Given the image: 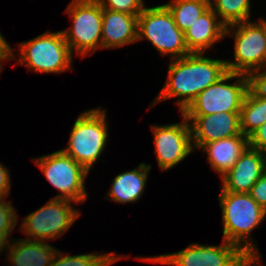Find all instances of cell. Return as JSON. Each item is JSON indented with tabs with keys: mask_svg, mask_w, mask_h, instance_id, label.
I'll return each mask as SVG.
<instances>
[{
	"mask_svg": "<svg viewBox=\"0 0 266 266\" xmlns=\"http://www.w3.org/2000/svg\"><path fill=\"white\" fill-rule=\"evenodd\" d=\"M226 26L209 7L184 31V39L191 53H205L225 37Z\"/></svg>",
	"mask_w": 266,
	"mask_h": 266,
	"instance_id": "obj_16",
	"label": "cell"
},
{
	"mask_svg": "<svg viewBox=\"0 0 266 266\" xmlns=\"http://www.w3.org/2000/svg\"><path fill=\"white\" fill-rule=\"evenodd\" d=\"M103 9L139 15L144 8V0H98Z\"/></svg>",
	"mask_w": 266,
	"mask_h": 266,
	"instance_id": "obj_24",
	"label": "cell"
},
{
	"mask_svg": "<svg viewBox=\"0 0 266 266\" xmlns=\"http://www.w3.org/2000/svg\"><path fill=\"white\" fill-rule=\"evenodd\" d=\"M151 164L140 163L135 169L114 177L111 189L106 193L109 200L118 203L137 202L144 193Z\"/></svg>",
	"mask_w": 266,
	"mask_h": 266,
	"instance_id": "obj_19",
	"label": "cell"
},
{
	"mask_svg": "<svg viewBox=\"0 0 266 266\" xmlns=\"http://www.w3.org/2000/svg\"><path fill=\"white\" fill-rule=\"evenodd\" d=\"M262 70L264 69L266 71V53H265V56H264V61H263V65H262Z\"/></svg>",
	"mask_w": 266,
	"mask_h": 266,
	"instance_id": "obj_32",
	"label": "cell"
},
{
	"mask_svg": "<svg viewBox=\"0 0 266 266\" xmlns=\"http://www.w3.org/2000/svg\"><path fill=\"white\" fill-rule=\"evenodd\" d=\"M249 194L266 211V171L252 186Z\"/></svg>",
	"mask_w": 266,
	"mask_h": 266,
	"instance_id": "obj_27",
	"label": "cell"
},
{
	"mask_svg": "<svg viewBox=\"0 0 266 266\" xmlns=\"http://www.w3.org/2000/svg\"><path fill=\"white\" fill-rule=\"evenodd\" d=\"M179 123L151 125L158 167L169 170L193 152L191 130L188 120L182 115Z\"/></svg>",
	"mask_w": 266,
	"mask_h": 266,
	"instance_id": "obj_12",
	"label": "cell"
},
{
	"mask_svg": "<svg viewBox=\"0 0 266 266\" xmlns=\"http://www.w3.org/2000/svg\"><path fill=\"white\" fill-rule=\"evenodd\" d=\"M227 72L226 60L205 57V53L172 59L165 84L150 106L175 97L179 98L176 104L182 113L203 90Z\"/></svg>",
	"mask_w": 266,
	"mask_h": 266,
	"instance_id": "obj_1",
	"label": "cell"
},
{
	"mask_svg": "<svg viewBox=\"0 0 266 266\" xmlns=\"http://www.w3.org/2000/svg\"><path fill=\"white\" fill-rule=\"evenodd\" d=\"M10 176L7 167L0 163V199H4L10 195Z\"/></svg>",
	"mask_w": 266,
	"mask_h": 266,
	"instance_id": "obj_29",
	"label": "cell"
},
{
	"mask_svg": "<svg viewBox=\"0 0 266 266\" xmlns=\"http://www.w3.org/2000/svg\"><path fill=\"white\" fill-rule=\"evenodd\" d=\"M58 250L46 241L13 239L6 260L11 266H50Z\"/></svg>",
	"mask_w": 266,
	"mask_h": 266,
	"instance_id": "obj_18",
	"label": "cell"
},
{
	"mask_svg": "<svg viewBox=\"0 0 266 266\" xmlns=\"http://www.w3.org/2000/svg\"><path fill=\"white\" fill-rule=\"evenodd\" d=\"M18 64L30 71L42 73H62L72 68L73 54L62 31L49 32L19 43Z\"/></svg>",
	"mask_w": 266,
	"mask_h": 266,
	"instance_id": "obj_5",
	"label": "cell"
},
{
	"mask_svg": "<svg viewBox=\"0 0 266 266\" xmlns=\"http://www.w3.org/2000/svg\"><path fill=\"white\" fill-rule=\"evenodd\" d=\"M234 37V61L226 60L227 70L248 75L260 70L266 53V20L245 21L226 27L225 37Z\"/></svg>",
	"mask_w": 266,
	"mask_h": 266,
	"instance_id": "obj_7",
	"label": "cell"
},
{
	"mask_svg": "<svg viewBox=\"0 0 266 266\" xmlns=\"http://www.w3.org/2000/svg\"><path fill=\"white\" fill-rule=\"evenodd\" d=\"M232 79L236 81L232 84L228 83ZM247 91V75L228 71L217 82L203 90L181 115L240 112Z\"/></svg>",
	"mask_w": 266,
	"mask_h": 266,
	"instance_id": "obj_9",
	"label": "cell"
},
{
	"mask_svg": "<svg viewBox=\"0 0 266 266\" xmlns=\"http://www.w3.org/2000/svg\"><path fill=\"white\" fill-rule=\"evenodd\" d=\"M142 39H147L161 55H169L170 60L191 53L186 46L184 32L177 27L165 4L145 7L138 15L137 40Z\"/></svg>",
	"mask_w": 266,
	"mask_h": 266,
	"instance_id": "obj_4",
	"label": "cell"
},
{
	"mask_svg": "<svg viewBox=\"0 0 266 266\" xmlns=\"http://www.w3.org/2000/svg\"><path fill=\"white\" fill-rule=\"evenodd\" d=\"M190 124L193 150L218 139L241 135L240 112L183 115Z\"/></svg>",
	"mask_w": 266,
	"mask_h": 266,
	"instance_id": "obj_13",
	"label": "cell"
},
{
	"mask_svg": "<svg viewBox=\"0 0 266 266\" xmlns=\"http://www.w3.org/2000/svg\"><path fill=\"white\" fill-rule=\"evenodd\" d=\"M181 31L188 29L209 7V0H172L165 4Z\"/></svg>",
	"mask_w": 266,
	"mask_h": 266,
	"instance_id": "obj_22",
	"label": "cell"
},
{
	"mask_svg": "<svg viewBox=\"0 0 266 266\" xmlns=\"http://www.w3.org/2000/svg\"><path fill=\"white\" fill-rule=\"evenodd\" d=\"M14 49L8 44V42L4 39L2 34L0 33V59H15V55L13 53Z\"/></svg>",
	"mask_w": 266,
	"mask_h": 266,
	"instance_id": "obj_30",
	"label": "cell"
},
{
	"mask_svg": "<svg viewBox=\"0 0 266 266\" xmlns=\"http://www.w3.org/2000/svg\"><path fill=\"white\" fill-rule=\"evenodd\" d=\"M266 122V99L256 97L249 89L240 110L241 133L249 137Z\"/></svg>",
	"mask_w": 266,
	"mask_h": 266,
	"instance_id": "obj_20",
	"label": "cell"
},
{
	"mask_svg": "<svg viewBox=\"0 0 266 266\" xmlns=\"http://www.w3.org/2000/svg\"><path fill=\"white\" fill-rule=\"evenodd\" d=\"M248 89L258 98L266 99V71L256 70L248 75Z\"/></svg>",
	"mask_w": 266,
	"mask_h": 266,
	"instance_id": "obj_26",
	"label": "cell"
},
{
	"mask_svg": "<svg viewBox=\"0 0 266 266\" xmlns=\"http://www.w3.org/2000/svg\"><path fill=\"white\" fill-rule=\"evenodd\" d=\"M266 171V153L248 147L234 166L221 177V190L249 193L252 186Z\"/></svg>",
	"mask_w": 266,
	"mask_h": 266,
	"instance_id": "obj_14",
	"label": "cell"
},
{
	"mask_svg": "<svg viewBox=\"0 0 266 266\" xmlns=\"http://www.w3.org/2000/svg\"><path fill=\"white\" fill-rule=\"evenodd\" d=\"M8 237L10 238L7 233L0 231V254L5 250L7 251L10 246L12 239H9Z\"/></svg>",
	"mask_w": 266,
	"mask_h": 266,
	"instance_id": "obj_31",
	"label": "cell"
},
{
	"mask_svg": "<svg viewBox=\"0 0 266 266\" xmlns=\"http://www.w3.org/2000/svg\"><path fill=\"white\" fill-rule=\"evenodd\" d=\"M74 201L51 198L45 205L28 214L21 223L22 234L27 240L51 241L61 237L81 216ZM29 235V236H28Z\"/></svg>",
	"mask_w": 266,
	"mask_h": 266,
	"instance_id": "obj_10",
	"label": "cell"
},
{
	"mask_svg": "<svg viewBox=\"0 0 266 266\" xmlns=\"http://www.w3.org/2000/svg\"><path fill=\"white\" fill-rule=\"evenodd\" d=\"M223 240L237 245L244 253V266H262V256L250 235L266 217V211L249 193L221 190ZM261 259V260H260Z\"/></svg>",
	"mask_w": 266,
	"mask_h": 266,
	"instance_id": "obj_2",
	"label": "cell"
},
{
	"mask_svg": "<svg viewBox=\"0 0 266 266\" xmlns=\"http://www.w3.org/2000/svg\"><path fill=\"white\" fill-rule=\"evenodd\" d=\"M244 258L245 253L237 245L222 239L220 246L193 243L179 252L138 260L168 266H244Z\"/></svg>",
	"mask_w": 266,
	"mask_h": 266,
	"instance_id": "obj_11",
	"label": "cell"
},
{
	"mask_svg": "<svg viewBox=\"0 0 266 266\" xmlns=\"http://www.w3.org/2000/svg\"><path fill=\"white\" fill-rule=\"evenodd\" d=\"M106 113L100 106L81 113L73 124L68 146L61 149L88 172L106 147L109 136Z\"/></svg>",
	"mask_w": 266,
	"mask_h": 266,
	"instance_id": "obj_3",
	"label": "cell"
},
{
	"mask_svg": "<svg viewBox=\"0 0 266 266\" xmlns=\"http://www.w3.org/2000/svg\"><path fill=\"white\" fill-rule=\"evenodd\" d=\"M65 12L72 18V27L62 31L73 54L92 55L102 48V6L98 0H72Z\"/></svg>",
	"mask_w": 266,
	"mask_h": 266,
	"instance_id": "obj_6",
	"label": "cell"
},
{
	"mask_svg": "<svg viewBox=\"0 0 266 266\" xmlns=\"http://www.w3.org/2000/svg\"><path fill=\"white\" fill-rule=\"evenodd\" d=\"M47 181L60 191L53 198L83 203L87 199L85 180L89 172L62 150L34 159Z\"/></svg>",
	"mask_w": 266,
	"mask_h": 266,
	"instance_id": "obj_8",
	"label": "cell"
},
{
	"mask_svg": "<svg viewBox=\"0 0 266 266\" xmlns=\"http://www.w3.org/2000/svg\"><path fill=\"white\" fill-rule=\"evenodd\" d=\"M138 16L102 8V49L137 42Z\"/></svg>",
	"mask_w": 266,
	"mask_h": 266,
	"instance_id": "obj_15",
	"label": "cell"
},
{
	"mask_svg": "<svg viewBox=\"0 0 266 266\" xmlns=\"http://www.w3.org/2000/svg\"><path fill=\"white\" fill-rule=\"evenodd\" d=\"M7 61V60H11V59H0V72L3 70V63L2 61Z\"/></svg>",
	"mask_w": 266,
	"mask_h": 266,
	"instance_id": "obj_33",
	"label": "cell"
},
{
	"mask_svg": "<svg viewBox=\"0 0 266 266\" xmlns=\"http://www.w3.org/2000/svg\"><path fill=\"white\" fill-rule=\"evenodd\" d=\"M249 147L266 153V122L248 137Z\"/></svg>",
	"mask_w": 266,
	"mask_h": 266,
	"instance_id": "obj_28",
	"label": "cell"
},
{
	"mask_svg": "<svg viewBox=\"0 0 266 266\" xmlns=\"http://www.w3.org/2000/svg\"><path fill=\"white\" fill-rule=\"evenodd\" d=\"M248 147V137L241 134L211 141L205 144L201 150L207 153L210 167L222 177L234 166Z\"/></svg>",
	"mask_w": 266,
	"mask_h": 266,
	"instance_id": "obj_17",
	"label": "cell"
},
{
	"mask_svg": "<svg viewBox=\"0 0 266 266\" xmlns=\"http://www.w3.org/2000/svg\"><path fill=\"white\" fill-rule=\"evenodd\" d=\"M68 254V255H67ZM64 255L61 251H57L50 266H111L115 262L127 256L121 257L116 253H106V254H80V255H69L67 253Z\"/></svg>",
	"mask_w": 266,
	"mask_h": 266,
	"instance_id": "obj_23",
	"label": "cell"
},
{
	"mask_svg": "<svg viewBox=\"0 0 266 266\" xmlns=\"http://www.w3.org/2000/svg\"><path fill=\"white\" fill-rule=\"evenodd\" d=\"M209 5L226 26L250 20V0H209Z\"/></svg>",
	"mask_w": 266,
	"mask_h": 266,
	"instance_id": "obj_21",
	"label": "cell"
},
{
	"mask_svg": "<svg viewBox=\"0 0 266 266\" xmlns=\"http://www.w3.org/2000/svg\"><path fill=\"white\" fill-rule=\"evenodd\" d=\"M18 222L17 213L12 203L0 199V231H4L10 236Z\"/></svg>",
	"mask_w": 266,
	"mask_h": 266,
	"instance_id": "obj_25",
	"label": "cell"
}]
</instances>
